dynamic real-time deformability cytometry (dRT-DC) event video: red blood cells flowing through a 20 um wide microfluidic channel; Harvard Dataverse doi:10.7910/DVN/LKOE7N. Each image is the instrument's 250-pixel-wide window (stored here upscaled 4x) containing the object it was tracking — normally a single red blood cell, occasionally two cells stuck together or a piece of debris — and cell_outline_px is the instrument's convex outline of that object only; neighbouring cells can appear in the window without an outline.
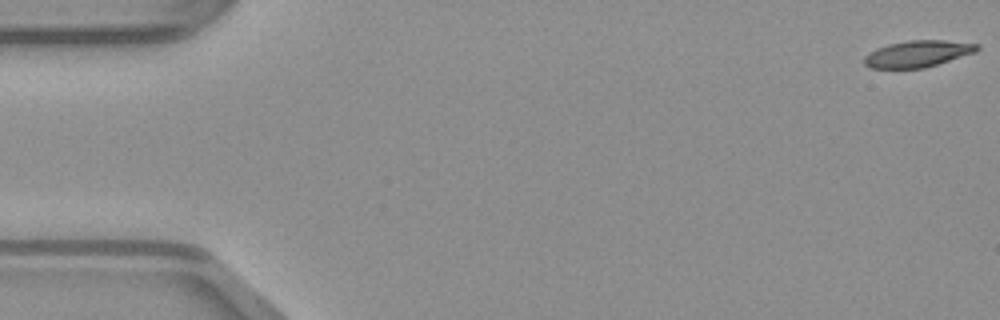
{"species": "common noctule bat (a hibernating species)", "species_latin": "Nyctalus noctula", "temperature_condition": "warm", "stored_images_in_passage": 49, "camera_frame_rate_fps": 3000, "um_per_image_px": 0.085, "animal": {"sex": "male", "body_mass_g": 23.1, "forearm_length_mm": 52.7}, "frame": {"image": 1, "passage_image": 1, "time_ms": 0.0, "image_size_px": [1000, 320], "cell_outline_px": [[980, 48], [976, 52], [924, 68], [868, 68], [864, 64], [864, 56], [868, 52], [876, 48], [888, 44], [908, 40], [944, 40], [980, 44]], "centroid_in_image_um": [77.99, 4.56], "position_along_channel_um": 7.0, "area_um2": 17.57}}
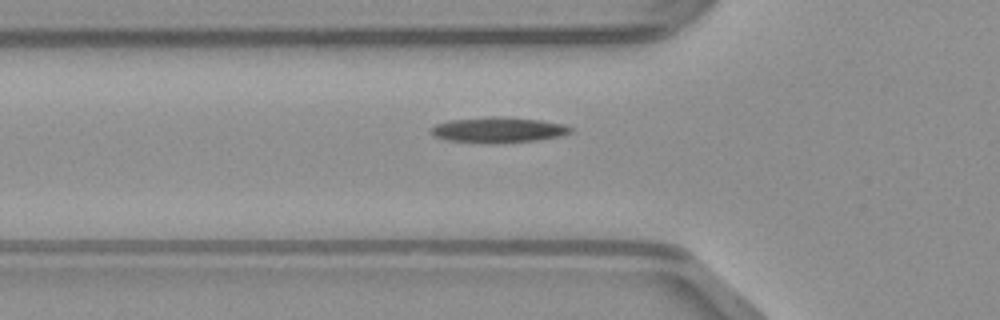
{"frame": {"image": 2, "passage_image": 17, "time_ms": 5.333, "image_size_px": [1000, 320], "cell_outline_px": [[572, 132], [560, 136], [536, 140], [492, 144], [484, 144], [448, 140], [436, 136], [428, 132], [428, 128], [436, 124], [456, 120], [492, 116], [500, 116], [540, 120], [564, 124], [572, 128]], "centroid_in_image_um": [42.34, 11.05], "position_along_channel_um": 83.5, "area_um2": 20.81}}
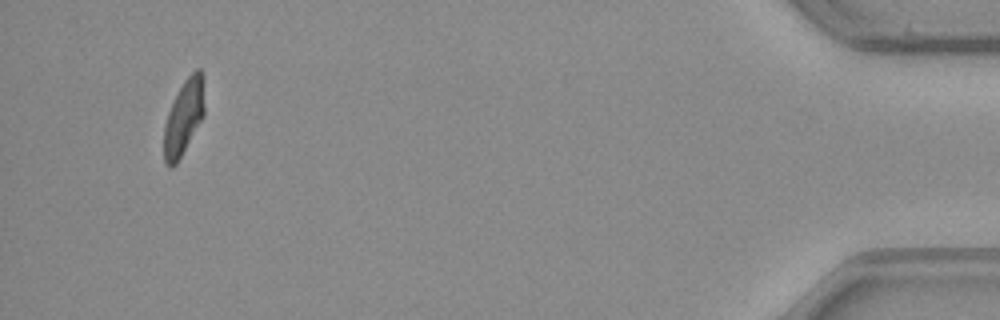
{"frame": {"image": 3, "passage_image": 47, "time_ms": 15.333, "image_size_px": [1000, 320], "cell_outline_px": [[204, 116], [176, 164], [172, 168], [168, 168], [164, 164], [164, 124], [168, 112], [184, 80], [196, 68], [200, 68], [204, 104]], "centroid_in_image_um": [15.59, 10.04], "position_along_channel_um": 419.6, "area_um2": 17.4}}